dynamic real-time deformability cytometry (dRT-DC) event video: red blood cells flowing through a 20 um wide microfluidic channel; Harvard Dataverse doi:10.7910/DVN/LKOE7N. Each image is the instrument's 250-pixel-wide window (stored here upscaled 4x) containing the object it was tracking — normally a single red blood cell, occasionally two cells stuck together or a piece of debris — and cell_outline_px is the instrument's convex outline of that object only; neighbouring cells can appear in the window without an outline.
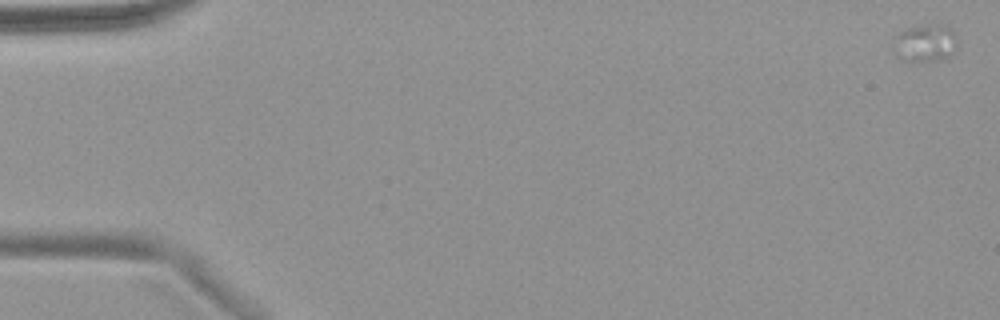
{"species": "common noctule bat (a hibernating species)", "species_latin": "Nyctalus noctula", "temperature_condition": "warm", "stored_images_in_passage": 5, "camera_frame_rate_fps": 3000, "um_per_image_px": 0.085, "animal": {"sex": "female", "body_mass_g": 18.4}, "frame": {"image": 1, "passage_image": 1, "time_ms": 0.0, "image_size_px": [1000, 320], "cell_outline_px": [[956, 44], [952, 52], [944, 60], [908, 64], [900, 60], [892, 52], [896, 36], [904, 28], [924, 24], [948, 24], [956, 36]], "centroid_in_image_um": [78.59, 3.69], "position_along_channel_um": 6.4, "area_um2": 14.8}}